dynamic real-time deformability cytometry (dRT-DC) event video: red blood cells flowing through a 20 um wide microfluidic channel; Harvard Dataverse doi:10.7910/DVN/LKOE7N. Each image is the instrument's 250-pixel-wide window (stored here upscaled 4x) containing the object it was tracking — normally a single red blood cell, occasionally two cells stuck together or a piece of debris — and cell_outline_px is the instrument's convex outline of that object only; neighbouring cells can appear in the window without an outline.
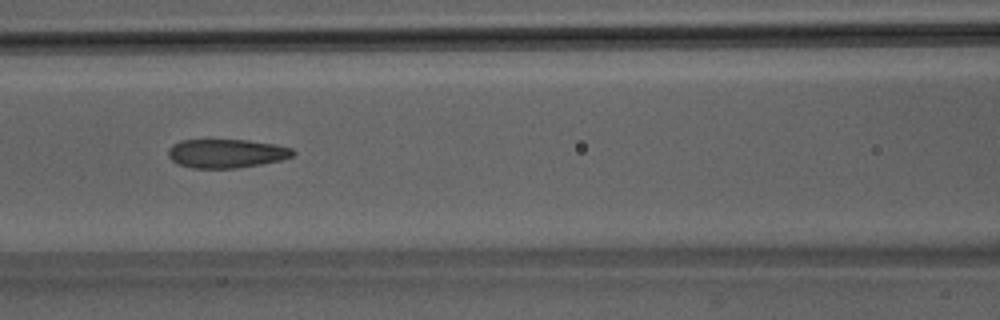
{"species": "Egyptian fruit bat (a non-hibernating species)", "species_latin": "Rousettus aegyptiacus", "temperature_condition": "room temperature", "stored_images_in_passage": 37, "camera_frame_rate_fps": 3000, "um_per_image_px": 0.085, "animal": {"sex": "male"}, "frame": {"image": 1, "passage_image": 9, "time_ms": 2.667, "image_size_px": [1000, 320], "cell_outline_px": [[296, 152], [292, 156], [280, 160], [260, 164], [236, 168], [192, 168], [176, 164], [168, 156], [168, 148], [172, 144], [180, 140], [248, 140], [272, 144], [292, 148]], "centroid_in_image_um": [19.19, 13.04], "position_along_channel_um": 147.4, "area_um2": 20.92}}
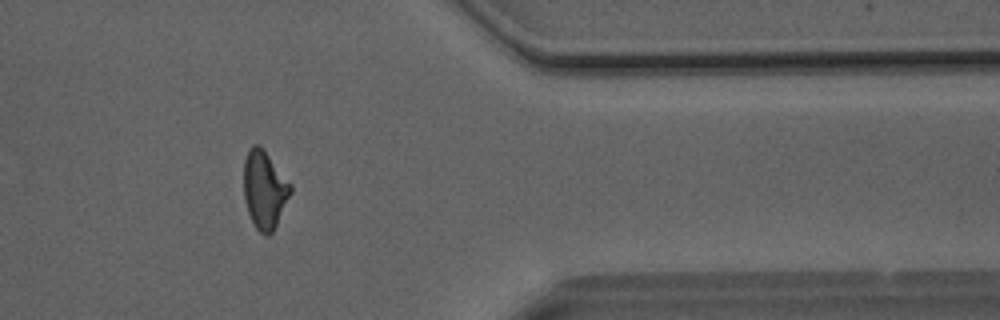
{"frame": {"image": 2, "passage_image": 28, "time_ms": 9.0, "image_size_px": [1000, 320], "cell_outline_px": [[292, 192], [272, 232], [268, 236], [264, 236], [256, 228], [248, 212], [244, 200], [244, 160], [248, 148], [252, 144], [260, 144], [264, 148], [292, 184]], "centroid_in_image_um": [22.48, 16.07], "position_along_channel_um": 388.9, "area_um2": 21.5}}
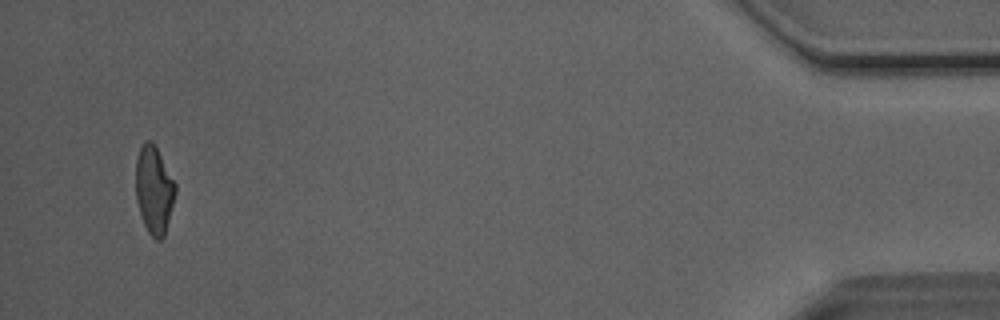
{"frame": {"image": 3, "passage_image": 35, "time_ms": 11.333, "image_size_px": [1000, 320], "cell_outline_px": [[176, 192], [164, 236], [160, 240], [156, 240], [148, 232], [144, 224], [136, 200], [136, 160], [140, 148], [144, 140], [152, 140], [176, 184]], "centroid_in_image_um": [13.09, 16.13], "position_along_channel_um": 422.1, "area_um2": 20.06}, "authors_computed_cell_mechanics": {"area_um2": 21.2704, "velocity_mm_per_s": 4.1005, "shape_relaxation_time_tau1_ms": 8.9558, "shape_relaxation_time_tau2_ms": 1.7281, "deformation_change_tau1": 0.2109, "deformation_change_tau2": 0.1084}}